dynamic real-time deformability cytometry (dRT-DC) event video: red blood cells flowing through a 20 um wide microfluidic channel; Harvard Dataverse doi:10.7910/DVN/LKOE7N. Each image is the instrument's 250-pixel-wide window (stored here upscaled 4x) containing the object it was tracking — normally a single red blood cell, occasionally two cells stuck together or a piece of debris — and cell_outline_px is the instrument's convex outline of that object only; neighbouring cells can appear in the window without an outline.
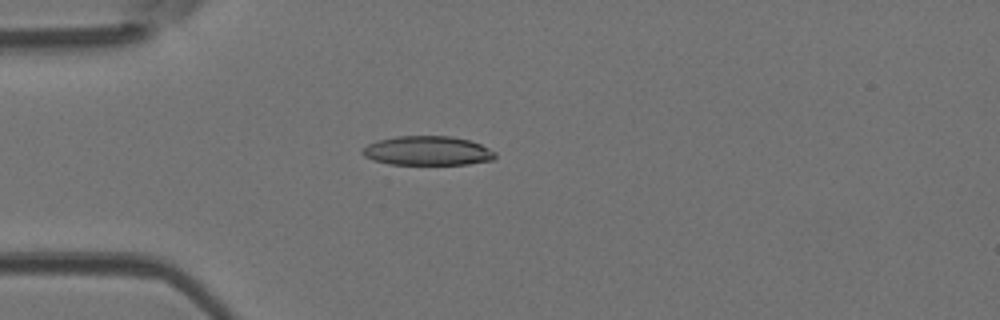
{"species": "Egyptian fruit bat (a non-hibernating species)", "species_latin": "Rousettus aegyptiacus", "temperature_condition": "room temperature", "stored_images_in_passage": 37, "camera_frame_rate_fps": 3000, "um_per_image_px": 0.085, "animal": {"sex": "female"}, "frame": {"image": 1, "passage_image": 1, "time_ms": 0.0, "image_size_px": [1000, 320], "cell_outline_px": [[496, 156], [492, 160], [468, 164], [388, 164], [372, 160], [364, 156], [360, 152], [368, 144], [376, 140], [396, 136], [452, 136], [468, 140], [480, 144], [496, 152]], "centroid_in_image_um": [36.31, 12.81], "position_along_channel_um": 48.7, "area_um2": 22.66}}
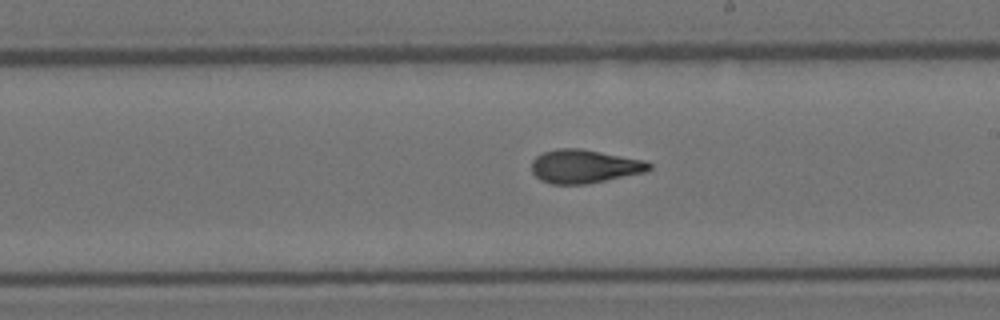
{"frame": {"image": 2, "passage_image": 16, "time_ms": 5.0, "image_size_px": [1000, 320], "cell_outline_px": [[652, 168], [648, 172], [588, 184], [552, 184], [540, 180], [532, 172], [532, 160], [536, 156], [544, 152], [556, 148], [580, 148], [648, 160], [652, 164]], "centroid_in_image_um": [49.73, 14.14], "position_along_channel_um": 239.3, "area_um2": 23.41}}
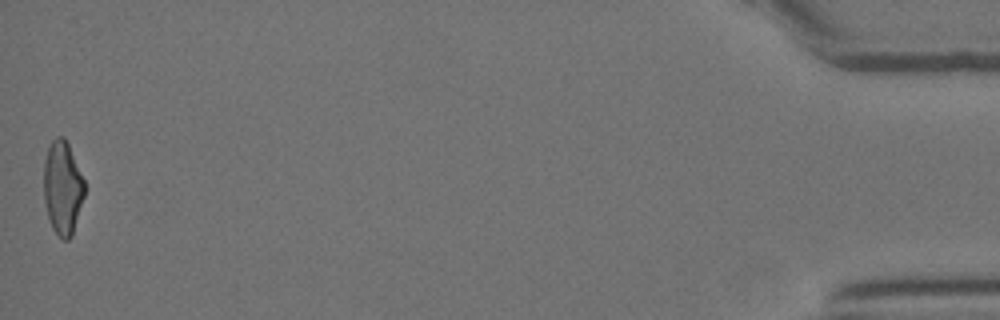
{"frame": {"image": 3, "passage_image": 37, "time_ms": 12.0, "image_size_px": [1000, 320], "cell_outline_px": [[84, 196], [72, 236], [68, 240], [64, 240], [52, 228], [48, 216], [44, 200], [44, 160], [48, 148], [52, 140], [56, 136], [64, 136], [68, 144], [84, 180]], "centroid_in_image_um": [5.31, 15.95], "position_along_channel_um": 429.9, "area_um2": 22.02}, "authors_computed_cell_mechanics": {"area_um2": 22.7154, "velocity_mm_per_s": 4.086, "shape_relaxation_time_tau1_ms": 10.8426, "shape_relaxation_time_tau2_ms": 1.8211, "deformation_change_tau1": 0.3077, "deformation_change_tau2": 0.0969}}